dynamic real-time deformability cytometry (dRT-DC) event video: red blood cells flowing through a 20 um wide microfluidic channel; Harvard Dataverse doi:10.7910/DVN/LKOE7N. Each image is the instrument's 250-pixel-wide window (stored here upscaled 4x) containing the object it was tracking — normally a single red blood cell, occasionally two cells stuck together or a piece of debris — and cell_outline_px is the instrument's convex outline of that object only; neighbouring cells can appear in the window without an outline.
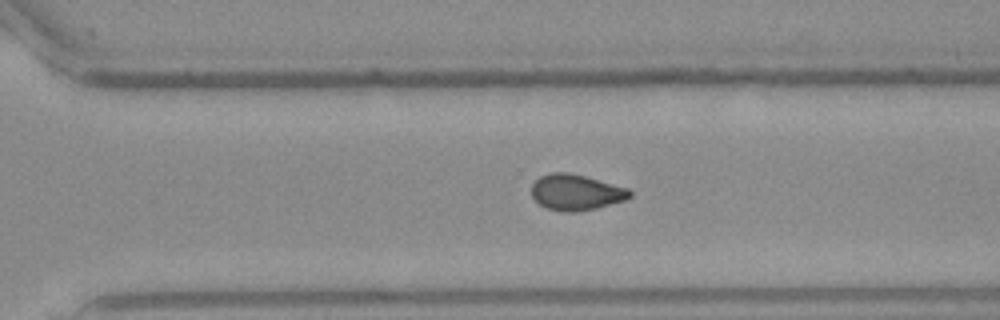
{"species": "Egyptian fruit bat (a non-hibernating species)", "species_latin": "Rousettus aegyptiacus", "temperature_condition": "warm", "stored_images_in_passage": 26, "camera_frame_rate_fps": 3000, "um_per_image_px": 0.085, "frame": {"image": 1, "passage_image": 22, "time_ms": 7.0, "image_size_px": [1000, 320], "cell_outline_px": [[632, 196], [624, 200], [596, 208], [572, 212], [568, 212], [548, 208], [540, 204], [532, 196], [532, 184], [540, 176], [552, 172], [568, 172], [584, 176], [628, 188], [632, 192]], "centroid_in_image_um": [48.96, 16.33], "position_along_channel_um": 321.6, "area_um2": 20.23}}